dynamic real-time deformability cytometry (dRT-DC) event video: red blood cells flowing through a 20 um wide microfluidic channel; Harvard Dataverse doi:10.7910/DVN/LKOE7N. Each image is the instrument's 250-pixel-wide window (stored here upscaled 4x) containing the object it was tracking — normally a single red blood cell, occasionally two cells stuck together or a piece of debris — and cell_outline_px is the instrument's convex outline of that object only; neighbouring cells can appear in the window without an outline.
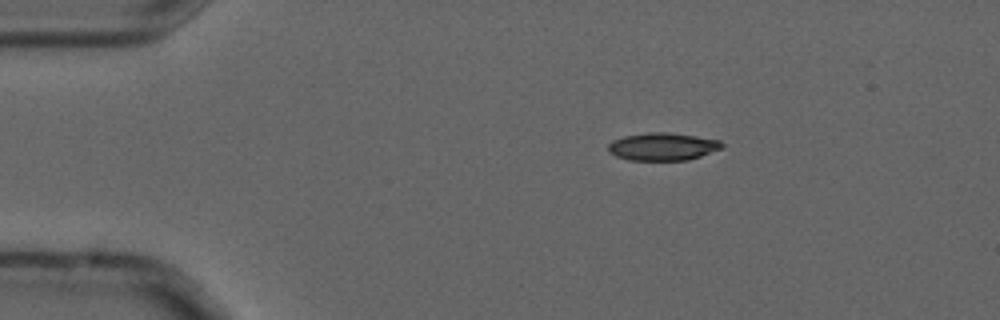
{"species": "common noctule bat (a hibernating species)", "species_latin": "Nyctalus noctula", "temperature_condition": "cold", "stored_images_in_passage": 4, "camera_frame_rate_fps": 3000, "um_per_image_px": 0.085, "animal": {"sex": "male", "forearm_length_mm": 52.5}, "frame": {"image": 1, "passage_image": 1, "time_ms": 0.0, "image_size_px": [1000, 320], "cell_outline_px": [[724, 144], [720, 148], [700, 156], [688, 160], [628, 160], [616, 156], [608, 152], [608, 144], [612, 140], [624, 136], [648, 132], [668, 132], [696, 136], [720, 140]], "centroid_in_image_um": [56.28, 12.45], "position_along_channel_um": 28.7, "area_um2": 18.32}}
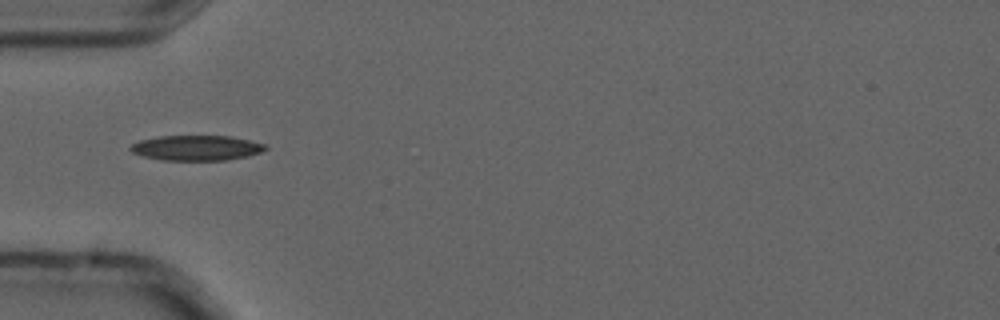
{"frame": {"image": 2, "passage_image": 3, "time_ms": 0.667, "image_size_px": [1000, 320], "cell_outline_px": [[268, 148], [260, 152], [248, 156], [228, 160], [160, 160], [144, 156], [132, 152], [128, 148], [132, 144], [140, 140], [160, 136], [232, 136], [268, 144]], "centroid_in_image_um": [16.74, 12.57], "position_along_channel_um": 68.3, "area_um2": 19.88}}
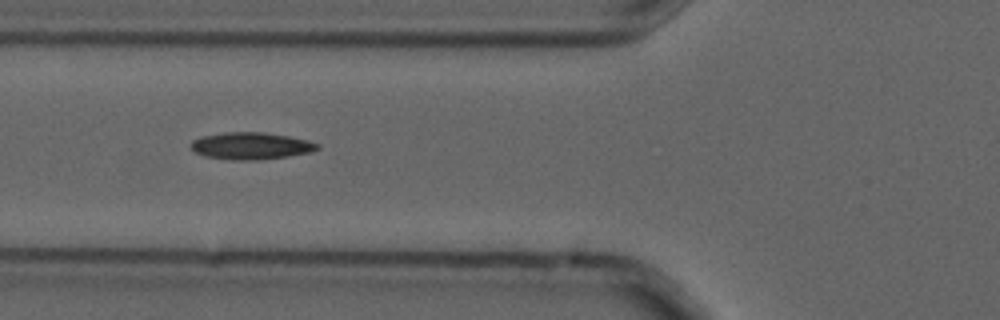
{"frame": {"image": 3, "passage_image": 4, "time_ms": 1.0, "image_size_px": [1000, 320], "cell_outline_px": [[320, 148], [312, 152], [288, 156], [260, 160], [228, 160], [204, 156], [196, 152], [192, 148], [192, 140], [200, 136], [224, 132], [264, 132], [288, 136], [308, 140], [320, 144]], "centroid_in_image_um": [21.35, 12.4], "position_along_channel_um": 104.5, "area_um2": 20.11}}